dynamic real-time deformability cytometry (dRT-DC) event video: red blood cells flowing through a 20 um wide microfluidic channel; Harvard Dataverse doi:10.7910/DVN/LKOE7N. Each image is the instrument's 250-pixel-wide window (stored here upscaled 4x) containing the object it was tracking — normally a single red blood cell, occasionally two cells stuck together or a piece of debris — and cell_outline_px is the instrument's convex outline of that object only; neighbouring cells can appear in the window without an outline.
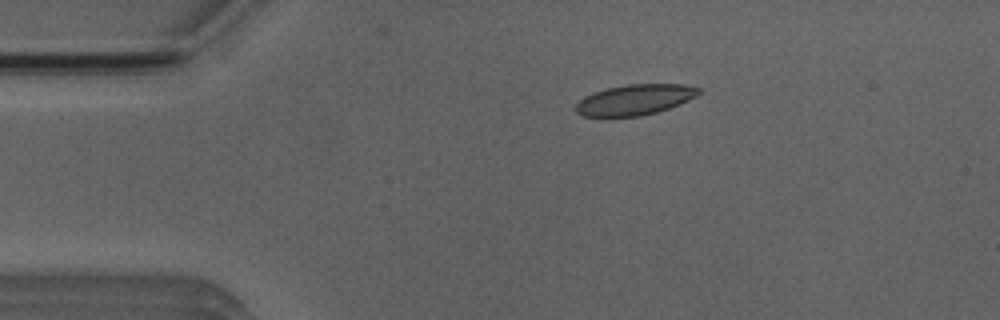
{"species": "Egyptian fruit bat (a non-hibernating species)", "species_latin": "Rousettus aegyptiacus", "temperature_condition": "room temperature", "stored_images_in_passage": 5, "camera_frame_rate_fps": 3000, "um_per_image_px": 0.085, "animal": {"sex": "male"}, "frame": {"image": 1, "passage_image": 2, "time_ms": 1.333, "image_size_px": [1000, 320], "cell_outline_px": [[700, 92], [696, 96], [680, 104], [656, 112], [640, 116], [580, 116], [576, 112], [576, 104], [584, 96], [608, 88], [628, 84], [684, 84], [700, 88]], "centroid_in_image_um": [53.97, 8.47], "position_along_channel_um": 31.0, "area_um2": 21.68}}